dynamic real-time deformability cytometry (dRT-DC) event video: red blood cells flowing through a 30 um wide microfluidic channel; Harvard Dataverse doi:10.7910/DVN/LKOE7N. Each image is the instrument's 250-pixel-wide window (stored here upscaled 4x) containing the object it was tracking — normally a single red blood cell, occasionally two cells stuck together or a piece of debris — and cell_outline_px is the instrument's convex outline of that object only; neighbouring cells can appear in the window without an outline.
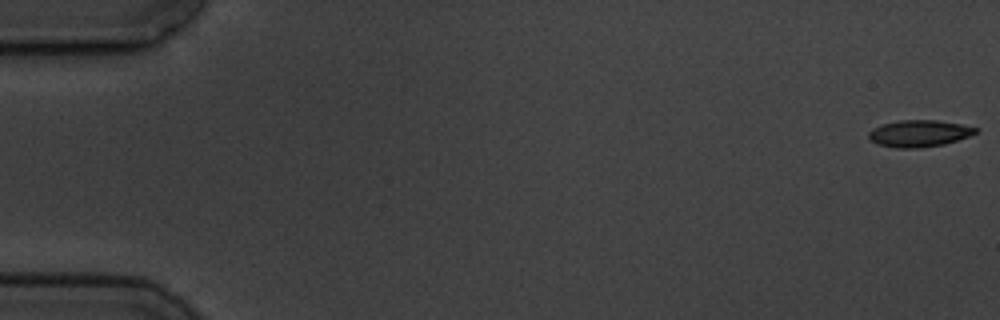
{"species": "common noctule bat (a hibernating species)", "species_latin": "Nyctalus noctula", "temperature_condition": "cold", "stored_images_in_passage": 6, "camera_frame_rate_fps": 3000, "um_per_image_px": 0.085, "animal": {"sex": "male", "body_mass_g": 19.5, "forearm_length_mm": 54.6}, "frame": {"image": 1, "passage_image": 1, "time_ms": 0.0, "image_size_px": [1000, 320], "cell_outline_px": [[976, 132], [968, 136], [944, 144], [920, 148], [896, 148], [876, 144], [868, 136], [868, 132], [872, 128], [884, 124], [900, 120], [936, 120], [960, 124], [976, 128]], "centroid_in_image_um": [78.07, 11.35], "position_along_channel_um": 6.9, "area_um2": 16.47}}
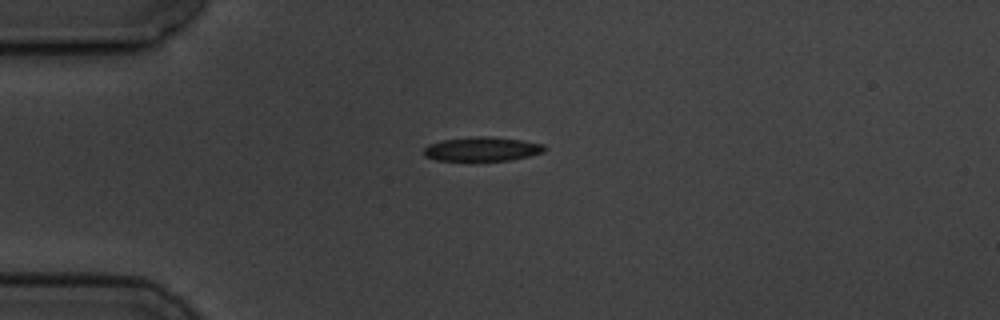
{"frame": {"image": 2, "passage_image": 5, "time_ms": 4.667, "image_size_px": [1000, 320], "cell_outline_px": [[548, 148], [544, 152], [512, 160], [436, 160], [424, 156], [424, 148], [428, 144], [440, 140], [472, 136], [488, 136], [524, 140], [544, 144]], "centroid_in_image_um": [41.0, 12.65], "position_along_channel_um": 44.0, "area_um2": 17.17}}